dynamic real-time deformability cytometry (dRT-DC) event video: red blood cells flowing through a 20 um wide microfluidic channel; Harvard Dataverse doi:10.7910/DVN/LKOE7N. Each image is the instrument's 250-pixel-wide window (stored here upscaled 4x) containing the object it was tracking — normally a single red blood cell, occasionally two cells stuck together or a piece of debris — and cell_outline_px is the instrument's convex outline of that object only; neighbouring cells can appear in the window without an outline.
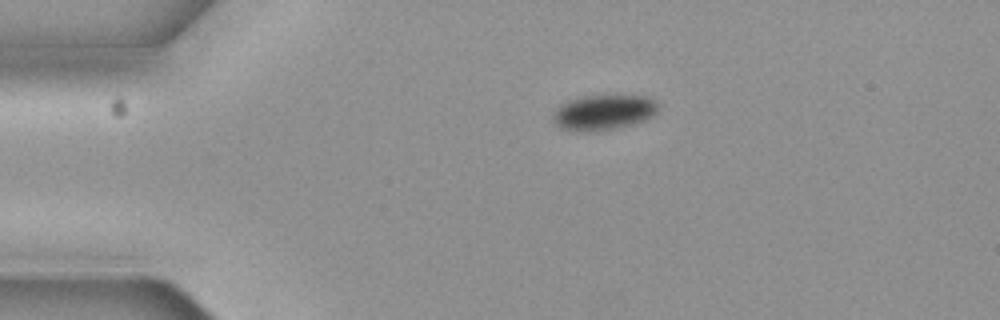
{"species": "common noctule bat (a hibernating species)", "species_latin": "Nyctalus noctula", "temperature_condition": "cold", "stored_images_in_passage": 2, "camera_frame_rate_fps": 3000, "um_per_image_px": 0.085, "animal": {"sex": "female", "body_mass_g": 19.3, "forearm_length_mm": 54.1}, "frame": {"image": 1, "passage_image": 1, "time_ms": 0.0, "image_size_px": [1000, 320], "cell_outline_px": [[656, 112], [652, 116], [644, 120], [616, 128], [564, 128], [556, 124], [552, 120], [552, 112], [560, 104], [568, 100], [584, 96], [648, 96], [656, 104]], "centroid_in_image_um": [51.28, 9.49], "position_along_channel_um": 33.7, "area_um2": 20.46}}